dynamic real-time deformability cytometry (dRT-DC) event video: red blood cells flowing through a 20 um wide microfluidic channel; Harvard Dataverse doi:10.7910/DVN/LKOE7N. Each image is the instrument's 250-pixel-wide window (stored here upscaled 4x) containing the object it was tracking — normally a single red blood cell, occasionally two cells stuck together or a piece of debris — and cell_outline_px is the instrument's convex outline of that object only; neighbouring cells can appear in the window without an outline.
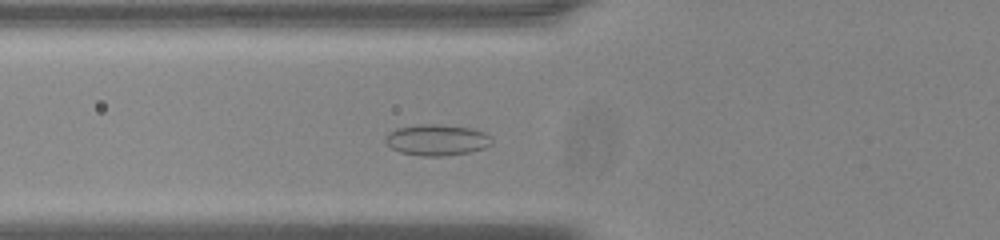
{"species": "common noctule bat (a hibernating species)", "species_latin": "Nyctalus noctula", "temperature_condition": "room temperature", "stored_images_in_passage": 49, "segment_of_instrument_passage": [1, 2], "camera_frame_rate_fps": 3000, "um_per_image_px": 0.085, "animal": {"sex": "male", "body_mass_g": 20.0, "forearm_length_mm": 53.3}, "frame": {"image": 1, "passage_image": 14, "time_ms": 4.333, "image_size_px": [1000, 240], "cell_outline_px": [[492, 144], [484, 148], [468, 152], [440, 156], [420, 156], [400, 152], [392, 148], [384, 140], [396, 128], [420, 124], [440, 124], [472, 128], [484, 132], [492, 140]], "centroid_in_image_um": [37.15, 11.89], "position_along_channel_um": 88.7, "area_um2": 19.07}}
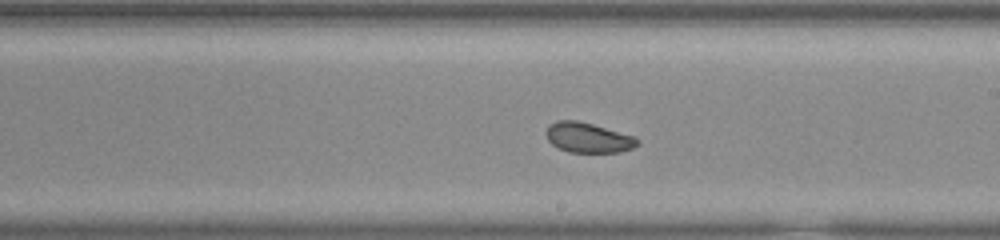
{"frame": {"image": 2, "passage_image": 26, "time_ms": 8.333, "image_size_px": [1000, 240], "cell_outline_px": [[640, 144], [632, 148], [620, 152], [568, 152], [556, 148], [548, 140], [544, 132], [548, 124], [556, 120], [576, 120], [592, 124], [632, 136], [640, 140]], "centroid_in_image_um": [49.93, 11.7], "position_along_channel_um": 239.1, "area_um2": 16.07}}
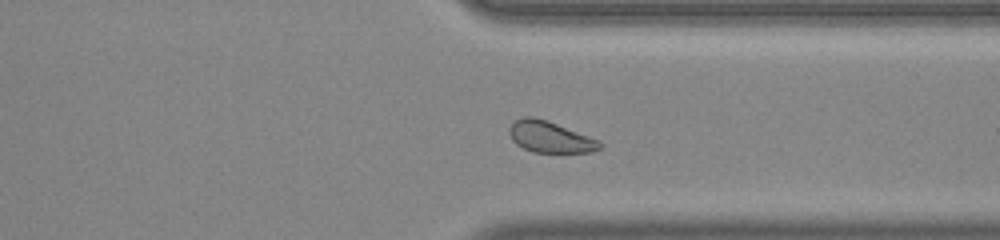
{"frame": {"image": 3, "passage_image": 36, "time_ms": 11.667, "image_size_px": [1000, 240], "cell_outline_px": [[604, 148], [592, 152], [532, 152], [516, 144], [512, 140], [508, 132], [508, 128], [516, 120], [524, 116], [532, 116], [548, 120], [600, 140], [604, 144]], "centroid_in_image_um": [46.79, 11.64], "position_along_channel_um": 364.6, "area_um2": 16.76}}